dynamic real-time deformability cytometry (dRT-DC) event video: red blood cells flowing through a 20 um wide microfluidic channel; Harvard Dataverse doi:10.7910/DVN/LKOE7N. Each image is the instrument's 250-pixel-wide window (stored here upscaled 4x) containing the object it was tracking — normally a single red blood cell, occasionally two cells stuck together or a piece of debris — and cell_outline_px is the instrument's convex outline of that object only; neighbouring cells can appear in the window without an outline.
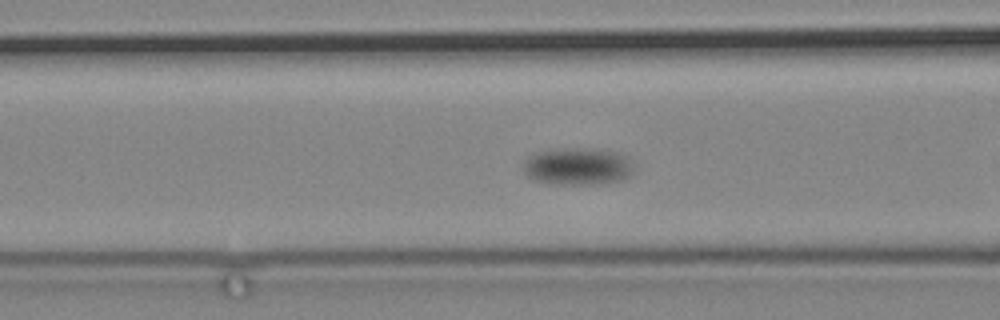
{"species": "common noctule bat (a hibernating species)", "species_latin": "Nyctalus noctula", "temperature_condition": "cold", "stored_images_in_passage": 52, "camera_frame_rate_fps": 3000, "um_per_image_px": 0.085, "animal": {"sex": "male", "body_mass_g": 19.2, "forearm_length_mm": 51.8}, "frame": {"image": 1, "passage_image": 4, "time_ms": 1.0, "image_size_px": [1000, 320], "cell_outline_px": [[632, 172], [624, 180], [600, 184], [556, 184], [536, 180], [528, 176], [524, 172], [524, 160], [528, 156], [540, 152], [564, 148], [596, 148], [620, 152], [628, 156], [632, 164]], "centroid_in_image_um": [49.16, 14.13], "position_along_channel_um": 117.4, "area_um2": 24.16}}
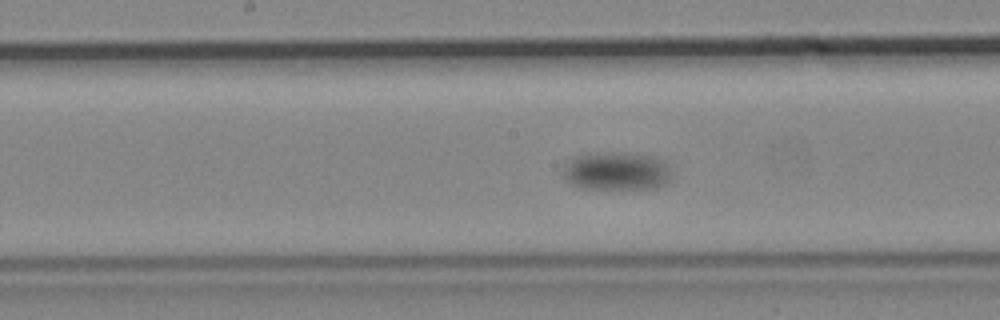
{"frame": {"image": 2, "passage_image": 14, "time_ms": 4.333, "image_size_px": [1000, 320], "cell_outline_px": [[672, 176], [668, 184], [656, 188], [580, 188], [564, 180], [560, 176], [564, 164], [572, 156], [612, 152], [656, 156], [664, 160], [668, 164]], "centroid_in_image_um": [52.4, 14.55], "position_along_channel_um": 195.8, "area_um2": 24.62}}
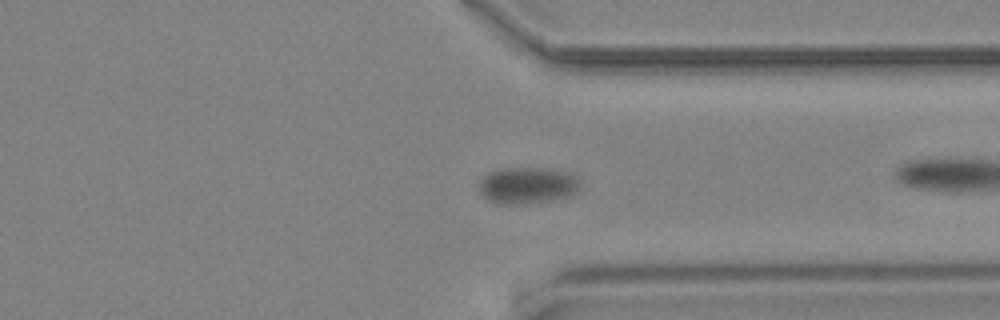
{"frame": {"image": 3, "passage_image": 35, "time_ms": 11.333, "image_size_px": [1000, 320], "cell_outline_px": [[580, 188], [576, 192], [568, 196], [552, 200], [528, 204], [496, 204], [488, 200], [480, 192], [480, 180], [488, 172], [500, 168], [544, 168], [568, 172], [576, 176], [580, 180]], "centroid_in_image_um": [44.84, 15.76], "position_along_channel_um": 366.6, "area_um2": 21.79}}